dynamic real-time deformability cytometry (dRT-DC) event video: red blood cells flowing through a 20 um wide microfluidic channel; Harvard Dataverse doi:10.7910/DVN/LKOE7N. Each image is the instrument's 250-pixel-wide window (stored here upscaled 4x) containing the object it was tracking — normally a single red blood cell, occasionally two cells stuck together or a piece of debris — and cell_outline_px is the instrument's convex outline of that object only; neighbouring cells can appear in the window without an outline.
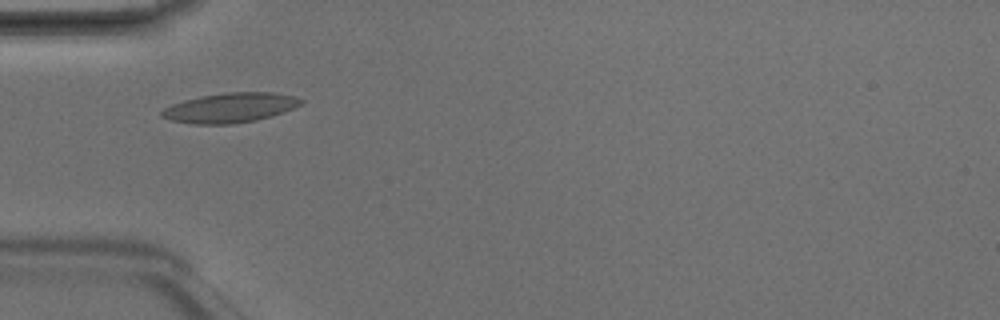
{"species": "Egyptian fruit bat (a non-hibernating species)", "species_latin": "Rousettus aegyptiacus", "temperature_condition": "room temperature", "stored_images_in_passage": 2, "camera_frame_rate_fps": 3000, "um_per_image_px": 0.085, "animal": {"sex": "male"}, "frame": {"image": 1, "passage_image": 1, "time_ms": 0.0, "image_size_px": [1000, 320], "cell_outline_px": [[304, 104], [272, 116], [256, 120], [232, 124], [192, 124], [172, 120], [160, 116], [160, 112], [164, 108], [172, 104], [184, 100], [200, 96], [228, 92], [272, 92], [292, 96], [304, 100]], "centroid_in_image_um": [19.57, 9.16], "position_along_channel_um": 65.4, "area_um2": 24.1}}